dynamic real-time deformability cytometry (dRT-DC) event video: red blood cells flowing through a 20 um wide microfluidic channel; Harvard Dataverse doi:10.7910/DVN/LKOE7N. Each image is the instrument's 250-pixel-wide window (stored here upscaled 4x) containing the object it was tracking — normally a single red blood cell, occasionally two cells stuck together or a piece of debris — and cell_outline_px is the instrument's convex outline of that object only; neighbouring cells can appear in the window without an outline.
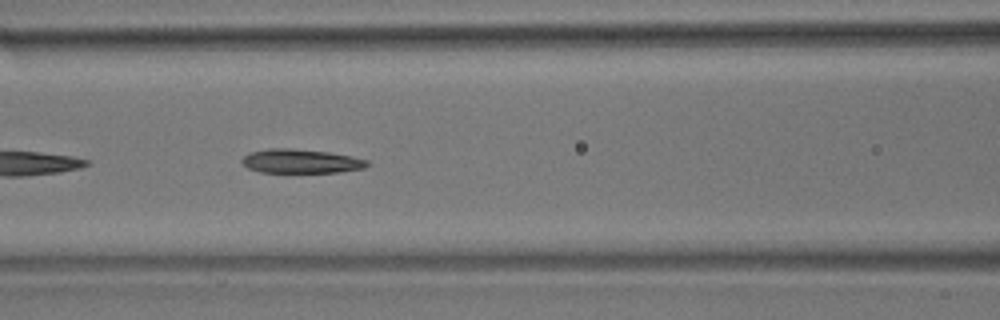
{"species": "common noctule bat (a hibernating species)", "species_latin": "Nyctalus noctula", "temperature_condition": "room temperature", "stored_images_in_passage": 17, "camera_frame_rate_fps": 3000, "um_per_image_px": 0.085, "animal": {"sex": "male", "body_mass_g": 17.9}, "frame": {"image": 1, "passage_image": 8, "time_ms": 2.333, "image_size_px": [1000, 320], "cell_outline_px": [[368, 164], [364, 168], [340, 172], [260, 172], [248, 168], [240, 160], [248, 152], [268, 148], [292, 148], [328, 152], [352, 156], [368, 160]], "centroid_in_image_um": [25.55, 13.69], "position_along_channel_um": 141.0, "area_um2": 17.57}}
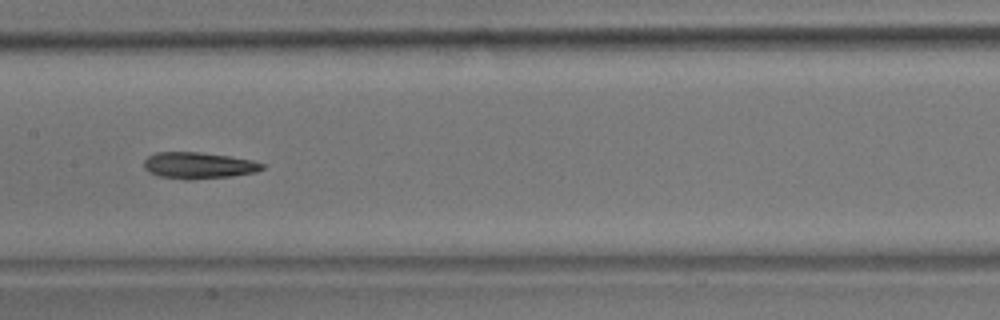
{"frame": {"image": 2, "passage_image": 12, "time_ms": 3.667, "image_size_px": [1000, 320], "cell_outline_px": [[264, 168], [256, 172], [232, 176], [192, 180], [184, 180], [160, 176], [148, 172], [144, 168], [144, 160], [148, 156], [156, 152], [200, 152], [228, 156], [252, 160], [264, 164]], "centroid_in_image_um": [16.86, 14.07], "position_along_channel_um": 190.5, "area_um2": 18.32}}